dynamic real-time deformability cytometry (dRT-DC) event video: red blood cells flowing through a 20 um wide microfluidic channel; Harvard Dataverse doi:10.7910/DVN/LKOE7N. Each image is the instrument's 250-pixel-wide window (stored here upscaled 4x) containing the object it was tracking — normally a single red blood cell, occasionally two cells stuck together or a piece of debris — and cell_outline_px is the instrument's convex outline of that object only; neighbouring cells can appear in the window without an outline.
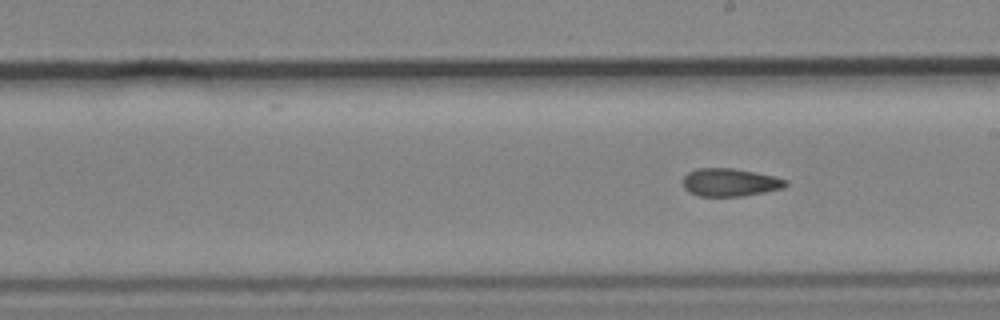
{"species": "common noctule bat (a hibernating species)", "species_latin": "Nyctalus noctula", "temperature_condition": "cold", "stored_images_in_passage": 8, "segment_of_instrument_passage": [2, 2], "camera_frame_rate_fps": 3000, "um_per_image_px": 0.085, "animal": {"sex": "male", "body_mass_g": 19.2, "forearm_length_mm": 51.8}, "frame": {"image": 1, "passage_image": 8, "time_ms": 8.667, "image_size_px": [1000, 320], "cell_outline_px": [[788, 184], [784, 188], [764, 192], [740, 196], [700, 196], [688, 192], [684, 188], [684, 176], [688, 172], [696, 168], [732, 168], [756, 172], [788, 180]], "centroid_in_image_um": [62.05, 15.5], "position_along_channel_um": 227.0, "area_um2": 16.7}}